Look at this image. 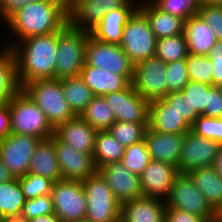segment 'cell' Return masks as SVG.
<instances>
[{
	"label": "cell",
	"mask_w": 222,
	"mask_h": 222,
	"mask_svg": "<svg viewBox=\"0 0 222 222\" xmlns=\"http://www.w3.org/2000/svg\"><path fill=\"white\" fill-rule=\"evenodd\" d=\"M68 22V0H41L29 3L4 24L7 32L9 29L11 38L10 42L7 39L6 44L0 46L10 49L17 42L29 37L58 32Z\"/></svg>",
	"instance_id": "obj_1"
},
{
	"label": "cell",
	"mask_w": 222,
	"mask_h": 222,
	"mask_svg": "<svg viewBox=\"0 0 222 222\" xmlns=\"http://www.w3.org/2000/svg\"><path fill=\"white\" fill-rule=\"evenodd\" d=\"M10 50L15 58L20 88L29 82L55 78L57 32L29 37Z\"/></svg>",
	"instance_id": "obj_2"
},
{
	"label": "cell",
	"mask_w": 222,
	"mask_h": 222,
	"mask_svg": "<svg viewBox=\"0 0 222 222\" xmlns=\"http://www.w3.org/2000/svg\"><path fill=\"white\" fill-rule=\"evenodd\" d=\"M90 31L72 26L69 22L57 32L55 78L80 76L85 64V48Z\"/></svg>",
	"instance_id": "obj_3"
},
{
	"label": "cell",
	"mask_w": 222,
	"mask_h": 222,
	"mask_svg": "<svg viewBox=\"0 0 222 222\" xmlns=\"http://www.w3.org/2000/svg\"><path fill=\"white\" fill-rule=\"evenodd\" d=\"M11 133L30 135L41 140L54 135V127L44 112L20 89L10 100Z\"/></svg>",
	"instance_id": "obj_4"
},
{
	"label": "cell",
	"mask_w": 222,
	"mask_h": 222,
	"mask_svg": "<svg viewBox=\"0 0 222 222\" xmlns=\"http://www.w3.org/2000/svg\"><path fill=\"white\" fill-rule=\"evenodd\" d=\"M21 89L44 112L54 128L75 116L65 99L60 80H36L25 84Z\"/></svg>",
	"instance_id": "obj_5"
},
{
	"label": "cell",
	"mask_w": 222,
	"mask_h": 222,
	"mask_svg": "<svg viewBox=\"0 0 222 222\" xmlns=\"http://www.w3.org/2000/svg\"><path fill=\"white\" fill-rule=\"evenodd\" d=\"M156 43L147 17L137 9L123 28L119 46L135 65L156 56Z\"/></svg>",
	"instance_id": "obj_6"
},
{
	"label": "cell",
	"mask_w": 222,
	"mask_h": 222,
	"mask_svg": "<svg viewBox=\"0 0 222 222\" xmlns=\"http://www.w3.org/2000/svg\"><path fill=\"white\" fill-rule=\"evenodd\" d=\"M82 185L88 205L85 219L90 222H110L121 215V204L98 171L85 179Z\"/></svg>",
	"instance_id": "obj_7"
},
{
	"label": "cell",
	"mask_w": 222,
	"mask_h": 222,
	"mask_svg": "<svg viewBox=\"0 0 222 222\" xmlns=\"http://www.w3.org/2000/svg\"><path fill=\"white\" fill-rule=\"evenodd\" d=\"M50 195L54 213L62 222H78L85 219L88 205L81 181L53 182Z\"/></svg>",
	"instance_id": "obj_8"
},
{
	"label": "cell",
	"mask_w": 222,
	"mask_h": 222,
	"mask_svg": "<svg viewBox=\"0 0 222 222\" xmlns=\"http://www.w3.org/2000/svg\"><path fill=\"white\" fill-rule=\"evenodd\" d=\"M85 64L123 75L130 83L134 76V64L119 45L101 42L91 35L85 48Z\"/></svg>",
	"instance_id": "obj_9"
},
{
	"label": "cell",
	"mask_w": 222,
	"mask_h": 222,
	"mask_svg": "<svg viewBox=\"0 0 222 222\" xmlns=\"http://www.w3.org/2000/svg\"><path fill=\"white\" fill-rule=\"evenodd\" d=\"M165 202L167 207L193 213L213 222L214 210L187 173H179L175 178Z\"/></svg>",
	"instance_id": "obj_10"
},
{
	"label": "cell",
	"mask_w": 222,
	"mask_h": 222,
	"mask_svg": "<svg viewBox=\"0 0 222 222\" xmlns=\"http://www.w3.org/2000/svg\"><path fill=\"white\" fill-rule=\"evenodd\" d=\"M167 63L155 57L134 65L132 86L134 90L149 102L164 98L167 94Z\"/></svg>",
	"instance_id": "obj_11"
},
{
	"label": "cell",
	"mask_w": 222,
	"mask_h": 222,
	"mask_svg": "<svg viewBox=\"0 0 222 222\" xmlns=\"http://www.w3.org/2000/svg\"><path fill=\"white\" fill-rule=\"evenodd\" d=\"M41 139L22 134H9L0 142V160L14 178L28 173L29 164Z\"/></svg>",
	"instance_id": "obj_12"
},
{
	"label": "cell",
	"mask_w": 222,
	"mask_h": 222,
	"mask_svg": "<svg viewBox=\"0 0 222 222\" xmlns=\"http://www.w3.org/2000/svg\"><path fill=\"white\" fill-rule=\"evenodd\" d=\"M116 121L148 123L149 101L138 94L130 83L125 89L103 96Z\"/></svg>",
	"instance_id": "obj_13"
},
{
	"label": "cell",
	"mask_w": 222,
	"mask_h": 222,
	"mask_svg": "<svg viewBox=\"0 0 222 222\" xmlns=\"http://www.w3.org/2000/svg\"><path fill=\"white\" fill-rule=\"evenodd\" d=\"M220 146L218 142L200 137L191 130L187 131L177 165L179 172L188 173L196 168L213 166Z\"/></svg>",
	"instance_id": "obj_14"
},
{
	"label": "cell",
	"mask_w": 222,
	"mask_h": 222,
	"mask_svg": "<svg viewBox=\"0 0 222 222\" xmlns=\"http://www.w3.org/2000/svg\"><path fill=\"white\" fill-rule=\"evenodd\" d=\"M130 0H68L69 23L90 31L110 10L124 7Z\"/></svg>",
	"instance_id": "obj_15"
},
{
	"label": "cell",
	"mask_w": 222,
	"mask_h": 222,
	"mask_svg": "<svg viewBox=\"0 0 222 222\" xmlns=\"http://www.w3.org/2000/svg\"><path fill=\"white\" fill-rule=\"evenodd\" d=\"M54 147L62 180L83 182L96 171L93 155L77 151L54 135Z\"/></svg>",
	"instance_id": "obj_16"
},
{
	"label": "cell",
	"mask_w": 222,
	"mask_h": 222,
	"mask_svg": "<svg viewBox=\"0 0 222 222\" xmlns=\"http://www.w3.org/2000/svg\"><path fill=\"white\" fill-rule=\"evenodd\" d=\"M97 171L121 205L142 196L140 176L132 173L121 162L108 163Z\"/></svg>",
	"instance_id": "obj_17"
},
{
	"label": "cell",
	"mask_w": 222,
	"mask_h": 222,
	"mask_svg": "<svg viewBox=\"0 0 222 222\" xmlns=\"http://www.w3.org/2000/svg\"><path fill=\"white\" fill-rule=\"evenodd\" d=\"M179 173L175 165L151 160L140 175L142 195L166 200Z\"/></svg>",
	"instance_id": "obj_18"
},
{
	"label": "cell",
	"mask_w": 222,
	"mask_h": 222,
	"mask_svg": "<svg viewBox=\"0 0 222 222\" xmlns=\"http://www.w3.org/2000/svg\"><path fill=\"white\" fill-rule=\"evenodd\" d=\"M138 6V2L130 0L124 7L108 11L90 30V35L101 42L119 45L123 28Z\"/></svg>",
	"instance_id": "obj_19"
},
{
	"label": "cell",
	"mask_w": 222,
	"mask_h": 222,
	"mask_svg": "<svg viewBox=\"0 0 222 222\" xmlns=\"http://www.w3.org/2000/svg\"><path fill=\"white\" fill-rule=\"evenodd\" d=\"M97 132L80 115H75L70 120L58 124L54 128V135L63 143L77 151L92 155L94 153Z\"/></svg>",
	"instance_id": "obj_20"
},
{
	"label": "cell",
	"mask_w": 222,
	"mask_h": 222,
	"mask_svg": "<svg viewBox=\"0 0 222 222\" xmlns=\"http://www.w3.org/2000/svg\"><path fill=\"white\" fill-rule=\"evenodd\" d=\"M185 134L156 132L147 128L144 140L151 160L177 166L179 163Z\"/></svg>",
	"instance_id": "obj_21"
},
{
	"label": "cell",
	"mask_w": 222,
	"mask_h": 222,
	"mask_svg": "<svg viewBox=\"0 0 222 222\" xmlns=\"http://www.w3.org/2000/svg\"><path fill=\"white\" fill-rule=\"evenodd\" d=\"M148 128L172 134H185L191 130V126L162 98L149 102Z\"/></svg>",
	"instance_id": "obj_22"
},
{
	"label": "cell",
	"mask_w": 222,
	"mask_h": 222,
	"mask_svg": "<svg viewBox=\"0 0 222 222\" xmlns=\"http://www.w3.org/2000/svg\"><path fill=\"white\" fill-rule=\"evenodd\" d=\"M166 202L149 196H140L121 205V216L126 222H164Z\"/></svg>",
	"instance_id": "obj_23"
},
{
	"label": "cell",
	"mask_w": 222,
	"mask_h": 222,
	"mask_svg": "<svg viewBox=\"0 0 222 222\" xmlns=\"http://www.w3.org/2000/svg\"><path fill=\"white\" fill-rule=\"evenodd\" d=\"M138 9L147 17L157 39L184 34L185 21L162 11L152 1L140 3Z\"/></svg>",
	"instance_id": "obj_24"
},
{
	"label": "cell",
	"mask_w": 222,
	"mask_h": 222,
	"mask_svg": "<svg viewBox=\"0 0 222 222\" xmlns=\"http://www.w3.org/2000/svg\"><path fill=\"white\" fill-rule=\"evenodd\" d=\"M80 77L95 96H104L108 93L118 92L130 84L123 75L86 64H84L81 70Z\"/></svg>",
	"instance_id": "obj_25"
},
{
	"label": "cell",
	"mask_w": 222,
	"mask_h": 222,
	"mask_svg": "<svg viewBox=\"0 0 222 222\" xmlns=\"http://www.w3.org/2000/svg\"><path fill=\"white\" fill-rule=\"evenodd\" d=\"M184 35L188 52L193 55H208L217 42L213 31L199 14L193 15L185 21Z\"/></svg>",
	"instance_id": "obj_26"
},
{
	"label": "cell",
	"mask_w": 222,
	"mask_h": 222,
	"mask_svg": "<svg viewBox=\"0 0 222 222\" xmlns=\"http://www.w3.org/2000/svg\"><path fill=\"white\" fill-rule=\"evenodd\" d=\"M28 173L41 175L53 182L62 180L54 147V135L50 139L41 140L36 146L29 164Z\"/></svg>",
	"instance_id": "obj_27"
},
{
	"label": "cell",
	"mask_w": 222,
	"mask_h": 222,
	"mask_svg": "<svg viewBox=\"0 0 222 222\" xmlns=\"http://www.w3.org/2000/svg\"><path fill=\"white\" fill-rule=\"evenodd\" d=\"M187 174L215 211L222 203V178L212 166L196 168Z\"/></svg>",
	"instance_id": "obj_28"
},
{
	"label": "cell",
	"mask_w": 222,
	"mask_h": 222,
	"mask_svg": "<svg viewBox=\"0 0 222 222\" xmlns=\"http://www.w3.org/2000/svg\"><path fill=\"white\" fill-rule=\"evenodd\" d=\"M124 152L125 147L108 130L96 133L93 153L96 169L108 163L121 162Z\"/></svg>",
	"instance_id": "obj_29"
},
{
	"label": "cell",
	"mask_w": 222,
	"mask_h": 222,
	"mask_svg": "<svg viewBox=\"0 0 222 222\" xmlns=\"http://www.w3.org/2000/svg\"><path fill=\"white\" fill-rule=\"evenodd\" d=\"M0 103L8 102L21 88L12 51L0 46Z\"/></svg>",
	"instance_id": "obj_30"
},
{
	"label": "cell",
	"mask_w": 222,
	"mask_h": 222,
	"mask_svg": "<svg viewBox=\"0 0 222 222\" xmlns=\"http://www.w3.org/2000/svg\"><path fill=\"white\" fill-rule=\"evenodd\" d=\"M65 99L75 115H81L94 98L92 90L80 76L61 79Z\"/></svg>",
	"instance_id": "obj_31"
},
{
	"label": "cell",
	"mask_w": 222,
	"mask_h": 222,
	"mask_svg": "<svg viewBox=\"0 0 222 222\" xmlns=\"http://www.w3.org/2000/svg\"><path fill=\"white\" fill-rule=\"evenodd\" d=\"M25 201L18 178L0 184V218L20 217Z\"/></svg>",
	"instance_id": "obj_32"
},
{
	"label": "cell",
	"mask_w": 222,
	"mask_h": 222,
	"mask_svg": "<svg viewBox=\"0 0 222 222\" xmlns=\"http://www.w3.org/2000/svg\"><path fill=\"white\" fill-rule=\"evenodd\" d=\"M80 116L97 131L108 130L116 121L103 96H94Z\"/></svg>",
	"instance_id": "obj_33"
},
{
	"label": "cell",
	"mask_w": 222,
	"mask_h": 222,
	"mask_svg": "<svg viewBox=\"0 0 222 222\" xmlns=\"http://www.w3.org/2000/svg\"><path fill=\"white\" fill-rule=\"evenodd\" d=\"M189 54L185 35L157 39L156 57L165 63L184 59Z\"/></svg>",
	"instance_id": "obj_34"
},
{
	"label": "cell",
	"mask_w": 222,
	"mask_h": 222,
	"mask_svg": "<svg viewBox=\"0 0 222 222\" xmlns=\"http://www.w3.org/2000/svg\"><path fill=\"white\" fill-rule=\"evenodd\" d=\"M148 123L115 121L108 131L125 148L144 140Z\"/></svg>",
	"instance_id": "obj_35"
},
{
	"label": "cell",
	"mask_w": 222,
	"mask_h": 222,
	"mask_svg": "<svg viewBox=\"0 0 222 222\" xmlns=\"http://www.w3.org/2000/svg\"><path fill=\"white\" fill-rule=\"evenodd\" d=\"M151 162L145 140L125 148L121 163L132 173L140 176L146 166Z\"/></svg>",
	"instance_id": "obj_36"
},
{
	"label": "cell",
	"mask_w": 222,
	"mask_h": 222,
	"mask_svg": "<svg viewBox=\"0 0 222 222\" xmlns=\"http://www.w3.org/2000/svg\"><path fill=\"white\" fill-rule=\"evenodd\" d=\"M187 71L190 81L213 85V66L207 55L188 54Z\"/></svg>",
	"instance_id": "obj_37"
},
{
	"label": "cell",
	"mask_w": 222,
	"mask_h": 222,
	"mask_svg": "<svg viewBox=\"0 0 222 222\" xmlns=\"http://www.w3.org/2000/svg\"><path fill=\"white\" fill-rule=\"evenodd\" d=\"M159 9L186 21L189 17L198 14L201 0H153Z\"/></svg>",
	"instance_id": "obj_38"
},
{
	"label": "cell",
	"mask_w": 222,
	"mask_h": 222,
	"mask_svg": "<svg viewBox=\"0 0 222 222\" xmlns=\"http://www.w3.org/2000/svg\"><path fill=\"white\" fill-rule=\"evenodd\" d=\"M18 181L26 200L51 194L53 181L49 178L33 173H27L24 176L19 177Z\"/></svg>",
	"instance_id": "obj_39"
},
{
	"label": "cell",
	"mask_w": 222,
	"mask_h": 222,
	"mask_svg": "<svg viewBox=\"0 0 222 222\" xmlns=\"http://www.w3.org/2000/svg\"><path fill=\"white\" fill-rule=\"evenodd\" d=\"M191 131L200 137L213 140L222 145V118L199 115L191 125Z\"/></svg>",
	"instance_id": "obj_40"
},
{
	"label": "cell",
	"mask_w": 222,
	"mask_h": 222,
	"mask_svg": "<svg viewBox=\"0 0 222 222\" xmlns=\"http://www.w3.org/2000/svg\"><path fill=\"white\" fill-rule=\"evenodd\" d=\"M167 94L180 92L190 81L187 71L186 58L167 63Z\"/></svg>",
	"instance_id": "obj_41"
},
{
	"label": "cell",
	"mask_w": 222,
	"mask_h": 222,
	"mask_svg": "<svg viewBox=\"0 0 222 222\" xmlns=\"http://www.w3.org/2000/svg\"><path fill=\"white\" fill-rule=\"evenodd\" d=\"M51 195H43L33 199H27L22 208L20 217L25 221L43 215L53 214Z\"/></svg>",
	"instance_id": "obj_42"
},
{
	"label": "cell",
	"mask_w": 222,
	"mask_h": 222,
	"mask_svg": "<svg viewBox=\"0 0 222 222\" xmlns=\"http://www.w3.org/2000/svg\"><path fill=\"white\" fill-rule=\"evenodd\" d=\"M212 85H207L200 82L189 81L188 84L182 89V93L188 97L191 104V112H198L200 115L203 113L207 92Z\"/></svg>",
	"instance_id": "obj_43"
},
{
	"label": "cell",
	"mask_w": 222,
	"mask_h": 222,
	"mask_svg": "<svg viewBox=\"0 0 222 222\" xmlns=\"http://www.w3.org/2000/svg\"><path fill=\"white\" fill-rule=\"evenodd\" d=\"M162 99L168 103L172 109H174L190 126L200 115L198 112H191V104L189 103L188 97L185 96L182 91L168 93Z\"/></svg>",
	"instance_id": "obj_44"
},
{
	"label": "cell",
	"mask_w": 222,
	"mask_h": 222,
	"mask_svg": "<svg viewBox=\"0 0 222 222\" xmlns=\"http://www.w3.org/2000/svg\"><path fill=\"white\" fill-rule=\"evenodd\" d=\"M198 14L209 25L217 41H222V7L201 2Z\"/></svg>",
	"instance_id": "obj_45"
},
{
	"label": "cell",
	"mask_w": 222,
	"mask_h": 222,
	"mask_svg": "<svg viewBox=\"0 0 222 222\" xmlns=\"http://www.w3.org/2000/svg\"><path fill=\"white\" fill-rule=\"evenodd\" d=\"M201 115L222 118V91L218 86L212 85L207 92V100Z\"/></svg>",
	"instance_id": "obj_46"
},
{
	"label": "cell",
	"mask_w": 222,
	"mask_h": 222,
	"mask_svg": "<svg viewBox=\"0 0 222 222\" xmlns=\"http://www.w3.org/2000/svg\"><path fill=\"white\" fill-rule=\"evenodd\" d=\"M36 1L41 0H0V23H6L21 8Z\"/></svg>",
	"instance_id": "obj_47"
},
{
	"label": "cell",
	"mask_w": 222,
	"mask_h": 222,
	"mask_svg": "<svg viewBox=\"0 0 222 222\" xmlns=\"http://www.w3.org/2000/svg\"><path fill=\"white\" fill-rule=\"evenodd\" d=\"M167 222H210L207 218L199 215L166 207Z\"/></svg>",
	"instance_id": "obj_48"
},
{
	"label": "cell",
	"mask_w": 222,
	"mask_h": 222,
	"mask_svg": "<svg viewBox=\"0 0 222 222\" xmlns=\"http://www.w3.org/2000/svg\"><path fill=\"white\" fill-rule=\"evenodd\" d=\"M11 113L9 101L0 103V140L11 134Z\"/></svg>",
	"instance_id": "obj_49"
},
{
	"label": "cell",
	"mask_w": 222,
	"mask_h": 222,
	"mask_svg": "<svg viewBox=\"0 0 222 222\" xmlns=\"http://www.w3.org/2000/svg\"><path fill=\"white\" fill-rule=\"evenodd\" d=\"M213 66V85L218 86L222 83V62L211 61Z\"/></svg>",
	"instance_id": "obj_50"
},
{
	"label": "cell",
	"mask_w": 222,
	"mask_h": 222,
	"mask_svg": "<svg viewBox=\"0 0 222 222\" xmlns=\"http://www.w3.org/2000/svg\"><path fill=\"white\" fill-rule=\"evenodd\" d=\"M207 56L211 61L222 62V41H217Z\"/></svg>",
	"instance_id": "obj_51"
},
{
	"label": "cell",
	"mask_w": 222,
	"mask_h": 222,
	"mask_svg": "<svg viewBox=\"0 0 222 222\" xmlns=\"http://www.w3.org/2000/svg\"><path fill=\"white\" fill-rule=\"evenodd\" d=\"M217 174L222 178V145L218 149L217 156L215 157L213 166Z\"/></svg>",
	"instance_id": "obj_52"
},
{
	"label": "cell",
	"mask_w": 222,
	"mask_h": 222,
	"mask_svg": "<svg viewBox=\"0 0 222 222\" xmlns=\"http://www.w3.org/2000/svg\"><path fill=\"white\" fill-rule=\"evenodd\" d=\"M12 179H14L13 175L10 173V171L5 167V165L0 160V184L6 183Z\"/></svg>",
	"instance_id": "obj_53"
},
{
	"label": "cell",
	"mask_w": 222,
	"mask_h": 222,
	"mask_svg": "<svg viewBox=\"0 0 222 222\" xmlns=\"http://www.w3.org/2000/svg\"><path fill=\"white\" fill-rule=\"evenodd\" d=\"M27 222H62L55 213L50 215H43L40 217H35Z\"/></svg>",
	"instance_id": "obj_54"
},
{
	"label": "cell",
	"mask_w": 222,
	"mask_h": 222,
	"mask_svg": "<svg viewBox=\"0 0 222 222\" xmlns=\"http://www.w3.org/2000/svg\"><path fill=\"white\" fill-rule=\"evenodd\" d=\"M213 222H222V203L218 206V208L214 211V219Z\"/></svg>",
	"instance_id": "obj_55"
},
{
	"label": "cell",
	"mask_w": 222,
	"mask_h": 222,
	"mask_svg": "<svg viewBox=\"0 0 222 222\" xmlns=\"http://www.w3.org/2000/svg\"><path fill=\"white\" fill-rule=\"evenodd\" d=\"M0 222H25L21 217L0 218Z\"/></svg>",
	"instance_id": "obj_56"
},
{
	"label": "cell",
	"mask_w": 222,
	"mask_h": 222,
	"mask_svg": "<svg viewBox=\"0 0 222 222\" xmlns=\"http://www.w3.org/2000/svg\"><path fill=\"white\" fill-rule=\"evenodd\" d=\"M203 3L222 7V0H203Z\"/></svg>",
	"instance_id": "obj_57"
},
{
	"label": "cell",
	"mask_w": 222,
	"mask_h": 222,
	"mask_svg": "<svg viewBox=\"0 0 222 222\" xmlns=\"http://www.w3.org/2000/svg\"><path fill=\"white\" fill-rule=\"evenodd\" d=\"M110 222H126L125 219L120 215L118 218L114 219L113 221Z\"/></svg>",
	"instance_id": "obj_58"
},
{
	"label": "cell",
	"mask_w": 222,
	"mask_h": 222,
	"mask_svg": "<svg viewBox=\"0 0 222 222\" xmlns=\"http://www.w3.org/2000/svg\"><path fill=\"white\" fill-rule=\"evenodd\" d=\"M134 1H136V2L139 1V4H140V3H143V2H146V1H153V0H134ZM140 1H141V2H140Z\"/></svg>",
	"instance_id": "obj_59"
},
{
	"label": "cell",
	"mask_w": 222,
	"mask_h": 222,
	"mask_svg": "<svg viewBox=\"0 0 222 222\" xmlns=\"http://www.w3.org/2000/svg\"><path fill=\"white\" fill-rule=\"evenodd\" d=\"M78 222H90V221L87 220V219H83V220H80V221H78Z\"/></svg>",
	"instance_id": "obj_60"
},
{
	"label": "cell",
	"mask_w": 222,
	"mask_h": 222,
	"mask_svg": "<svg viewBox=\"0 0 222 222\" xmlns=\"http://www.w3.org/2000/svg\"><path fill=\"white\" fill-rule=\"evenodd\" d=\"M219 89L222 91V83L218 85Z\"/></svg>",
	"instance_id": "obj_61"
}]
</instances>
